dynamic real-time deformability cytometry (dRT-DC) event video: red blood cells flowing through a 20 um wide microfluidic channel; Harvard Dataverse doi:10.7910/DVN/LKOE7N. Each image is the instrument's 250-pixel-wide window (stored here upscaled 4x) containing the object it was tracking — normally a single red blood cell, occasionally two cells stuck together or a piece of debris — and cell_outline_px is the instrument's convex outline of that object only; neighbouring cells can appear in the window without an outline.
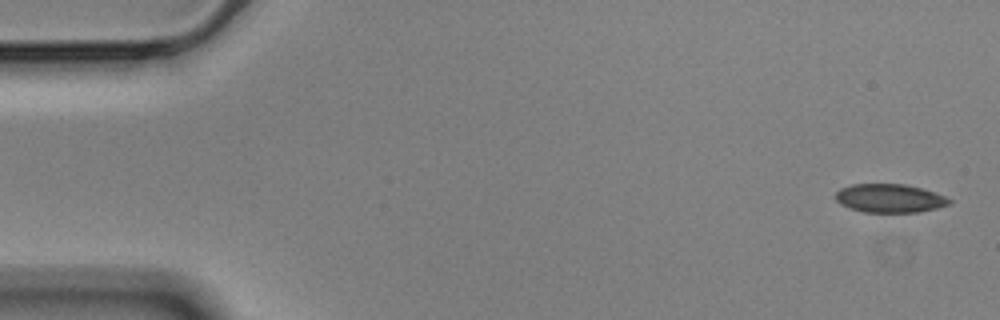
{"species": "Egyptian fruit bat (a non-hibernating species)", "species_latin": "Rousettus aegyptiacus", "temperature_condition": "cold", "stored_images_in_passage": 55, "camera_frame_rate_fps": 3000, "um_per_image_px": 0.085, "animal": {"sex": "male"}, "frame": {"image": 1, "passage_image": 1, "time_ms": 0.0, "image_size_px": [1000, 320], "cell_outline_px": [[952, 204], [920, 212], [864, 212], [840, 204], [836, 200], [836, 192], [840, 188], [852, 184], [904, 184], [936, 192], [952, 200]], "centroid_in_image_um": [75.64, 16.85], "position_along_channel_um": 9.4, "area_um2": 18.9}}
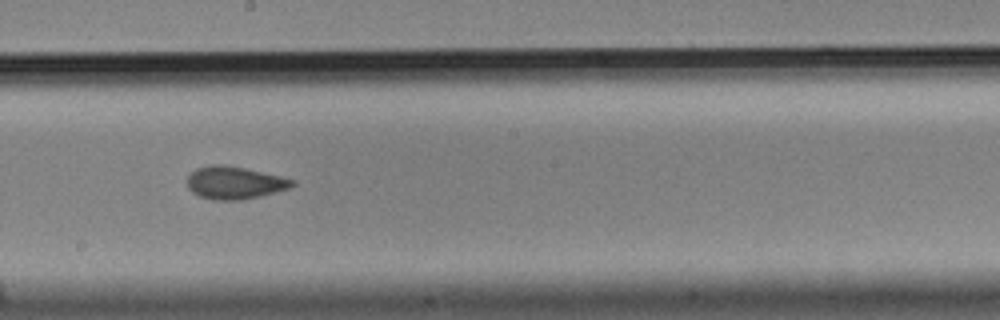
{"frame": {"image": 2, "passage_image": 30, "time_ms": 9.667, "image_size_px": [1000, 320], "cell_outline_px": [[296, 184], [288, 188], [260, 196], [240, 200], [212, 200], [200, 196], [192, 192], [188, 188], [188, 176], [196, 168], [212, 164], [224, 164], [244, 168], [280, 176], [296, 180]], "centroid_in_image_um": [19.93, 15.53], "position_along_channel_um": 228.3, "area_um2": 19.88}}
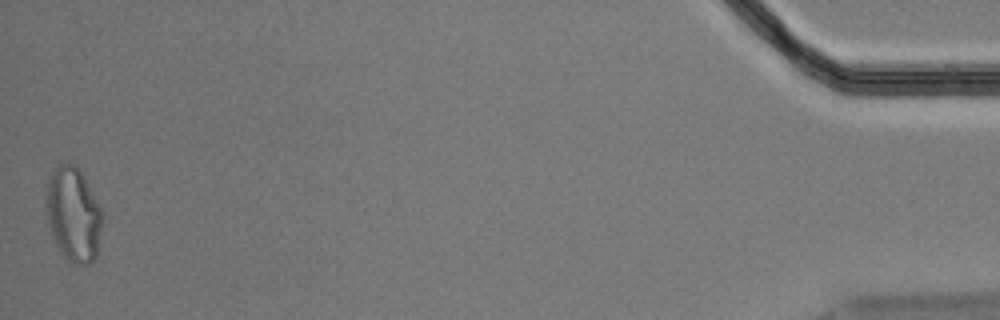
{"frame": {"image": 3, "passage_image": 55, "time_ms": 18.0, "image_size_px": [1000, 320], "cell_outline_px": [[100, 228], [96, 256], [88, 264], [72, 264], [60, 252], [56, 244], [48, 224], [48, 180], [52, 172], [60, 164], [68, 160], [76, 164], [96, 200], [100, 208]], "centroid_in_image_um": [6.22, 18.22], "position_along_channel_um": 429.0, "area_um2": 29.88}, "authors_computed_cell_mechanics": {"area_um2": 19.941, "velocity_mm_per_s": 3.5379, "shape_relaxation_time_tau1_ms": null, "shape_relaxation_time_tau2_ms": 1.9341, "deformation_change_tau1": null, "deformation_change_tau2": 0.0639}}